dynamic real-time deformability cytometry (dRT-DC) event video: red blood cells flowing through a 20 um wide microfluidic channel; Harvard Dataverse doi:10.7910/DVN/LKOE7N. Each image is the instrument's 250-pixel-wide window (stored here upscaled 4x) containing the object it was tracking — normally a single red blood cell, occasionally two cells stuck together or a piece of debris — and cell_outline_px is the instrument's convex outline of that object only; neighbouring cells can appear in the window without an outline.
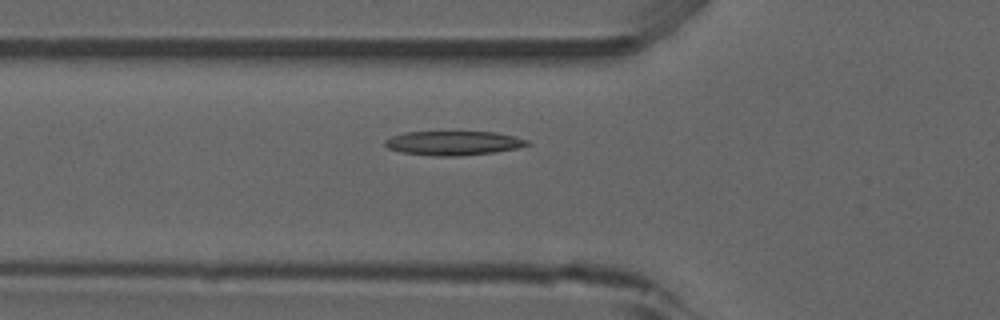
{"species": "common noctule bat (a hibernating species)", "species_latin": "Nyctalus noctula", "temperature_condition": "room temperature", "stored_images_in_passage": 38, "camera_frame_rate_fps": 3000, "um_per_image_px": 0.085, "animal": {"sex": "male", "forearm_length_mm": 52.5}, "frame": {"image": 1, "passage_image": 6, "time_ms": 1.667, "image_size_px": [1000, 320], "cell_outline_px": [[532, 144], [516, 148], [496, 152], [456, 156], [436, 156], [404, 152], [388, 148], [384, 144], [384, 140], [392, 136], [404, 132], [496, 132], [528, 140]], "centroid_in_image_um": [38.55, 12.16], "position_along_channel_um": 87.3, "area_um2": 19.88}}